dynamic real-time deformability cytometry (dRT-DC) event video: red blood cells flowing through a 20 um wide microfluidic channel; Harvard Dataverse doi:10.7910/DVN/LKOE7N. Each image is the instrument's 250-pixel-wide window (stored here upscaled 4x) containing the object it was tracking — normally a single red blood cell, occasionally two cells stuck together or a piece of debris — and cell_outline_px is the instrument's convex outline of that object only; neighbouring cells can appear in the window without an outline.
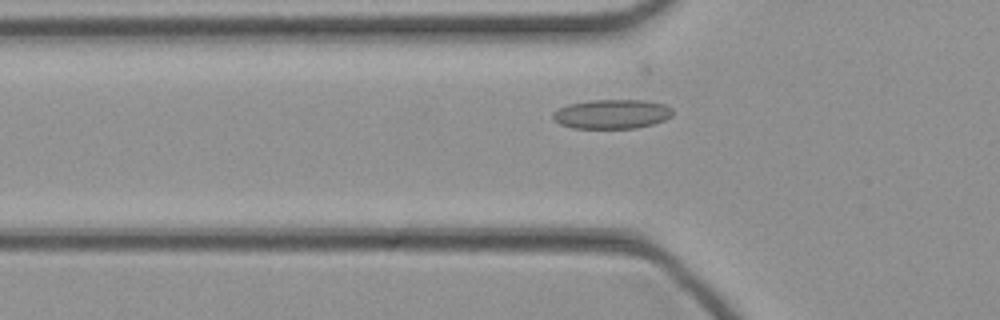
{"species": "common noctule bat (a hibernating species)", "species_latin": "Nyctalus noctula", "temperature_condition": "cold", "stored_images_in_passage": 33, "camera_frame_rate_fps": 3000, "um_per_image_px": 0.085, "animal": {"sex": "female", "body_mass_g": 21.9}, "frame": {"image": 1, "passage_image": 11, "time_ms": 3.333, "image_size_px": [1000, 320], "cell_outline_px": [[672, 116], [664, 120], [652, 124], [636, 128], [572, 128], [560, 124], [552, 120], [552, 112], [568, 104], [588, 100], [644, 100], [664, 104], [672, 108]], "centroid_in_image_um": [51.98, 9.69], "position_along_channel_um": 73.8, "area_um2": 20.58}}
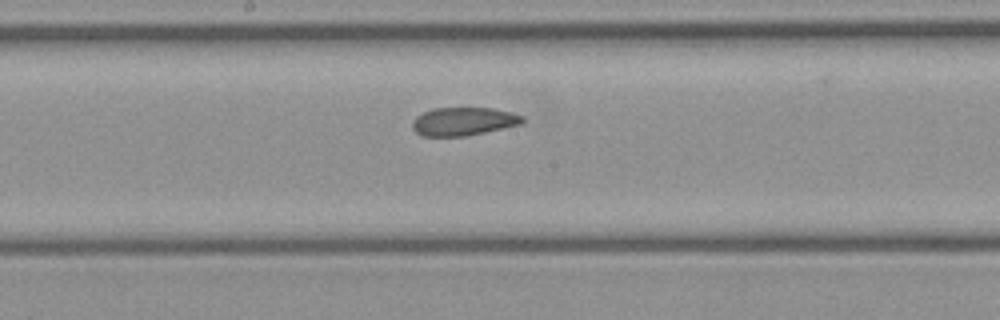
{"frame": {"image": 2, "passage_image": 20, "time_ms": 6.333, "image_size_px": [1000, 320], "cell_outline_px": [[524, 120], [520, 124], [484, 132], [464, 136], [420, 136], [412, 128], [412, 120], [416, 116], [432, 108], [492, 108], [512, 112], [524, 116]], "centroid_in_image_um": [39.36, 10.31], "position_along_channel_um": 208.8, "area_um2": 18.09}}
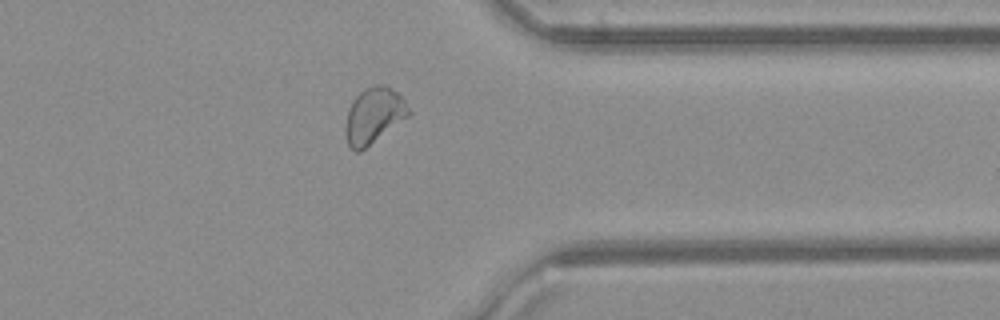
{"frame": {"image": 3, "passage_image": 32, "time_ms": 10.333, "image_size_px": [1000, 320], "cell_outline_px": [[412, 112], [408, 116], [360, 152], [356, 152], [348, 144], [344, 132], [344, 128], [348, 108], [352, 100], [364, 88], [376, 84], [384, 84], [396, 92], [404, 100]], "centroid_in_image_um": [31.74, 9.81], "position_along_channel_um": 379.7, "area_um2": 20.52}}